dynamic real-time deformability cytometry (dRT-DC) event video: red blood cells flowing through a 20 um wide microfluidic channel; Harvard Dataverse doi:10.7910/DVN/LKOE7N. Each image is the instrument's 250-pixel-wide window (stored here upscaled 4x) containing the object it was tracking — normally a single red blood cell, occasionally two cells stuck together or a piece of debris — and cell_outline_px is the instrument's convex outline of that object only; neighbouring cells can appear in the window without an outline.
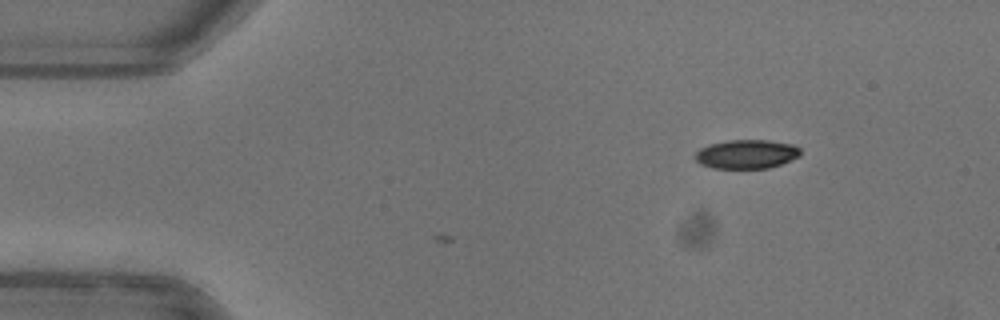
{"species": "common noctule bat (a hibernating species)", "species_latin": "Nyctalus noctula", "temperature_condition": "warm", "stored_images_in_passage": 7, "camera_frame_rate_fps": 3000, "um_per_image_px": 0.085, "animal": {"sex": "female"}, "frame": {"image": 1, "passage_image": 7, "time_ms": 2.0, "image_size_px": [1000, 320], "cell_outline_px": [[800, 156], [780, 164], [768, 168], [712, 168], [700, 164], [696, 160], [696, 152], [700, 148], [708, 144], [728, 140], [768, 140], [792, 144], [800, 148]], "centroid_in_image_um": [63.44, 13.09], "position_along_channel_um": 21.6, "area_um2": 17.74}}